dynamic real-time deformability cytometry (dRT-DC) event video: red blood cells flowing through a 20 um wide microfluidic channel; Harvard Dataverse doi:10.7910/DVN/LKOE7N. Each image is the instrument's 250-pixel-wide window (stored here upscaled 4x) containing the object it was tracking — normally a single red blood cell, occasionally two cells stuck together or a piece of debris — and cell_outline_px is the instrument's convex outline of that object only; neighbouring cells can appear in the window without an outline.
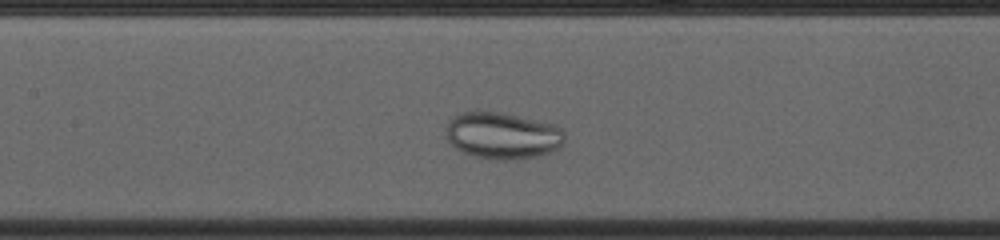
{"species": "common noctule bat (a hibernating species)", "species_latin": "Nyctalus noctula", "temperature_condition": "cold", "stored_images_in_passage": 40, "camera_frame_rate_fps": 3000, "um_per_image_px": 0.085, "animal": {"sex": "female", "body_mass_g": 23.0, "forearm_length_mm": 53.4}, "frame": {"image": 1, "passage_image": 17, "time_ms": 5.333, "image_size_px": [1000, 240], "cell_outline_px": [[564, 144], [548, 152], [536, 156], [504, 160], [496, 160], [476, 156], [464, 152], [456, 148], [448, 140], [444, 132], [444, 128], [448, 120], [464, 112], [476, 108], [500, 112], [556, 124], [564, 128]], "centroid_in_image_um": [42.68, 11.48], "position_along_channel_um": 164.7, "area_um2": 32.71}}
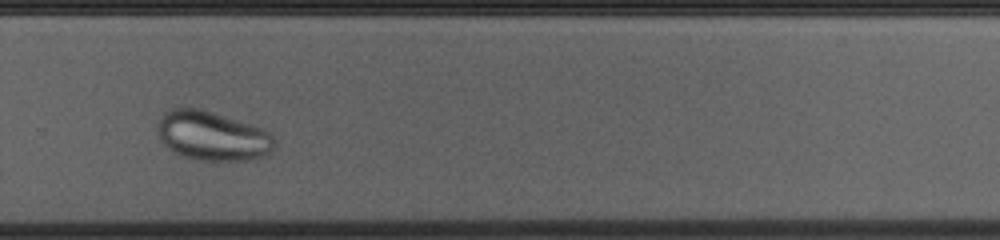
{"frame": {"image": 2, "passage_image": 29, "time_ms": 9.333, "image_size_px": [1000, 240], "cell_outline_px": [[276, 144], [272, 152], [256, 160], [192, 160], [176, 152], [164, 144], [160, 140], [156, 124], [156, 120], [164, 112], [172, 108], [200, 108], [252, 124], [264, 128], [276, 140]], "centroid_in_image_um": [18.07, 11.55], "position_along_channel_um": 311.7, "area_um2": 34.04}}
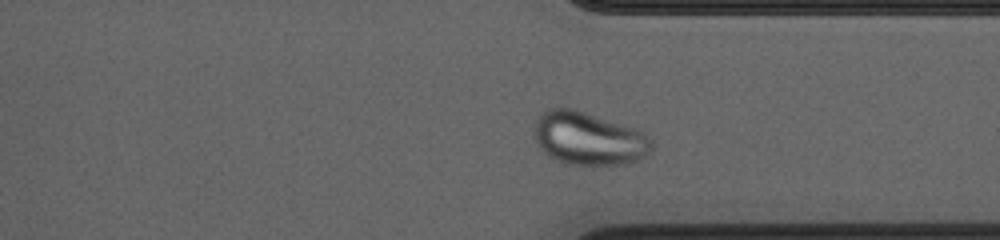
{"frame": {"image": 3, "passage_image": 33, "time_ms": 10.667, "image_size_px": [1000, 240], "cell_outline_px": [[652, 148], [644, 156], [636, 160], [624, 164], [584, 168], [564, 164], [548, 156], [540, 148], [532, 136], [536, 120], [540, 112], [544, 108], [572, 108], [636, 128], [644, 132], [652, 140]], "centroid_in_image_um": [49.98, 11.81], "position_along_channel_um": 361.4, "area_um2": 37.4}}